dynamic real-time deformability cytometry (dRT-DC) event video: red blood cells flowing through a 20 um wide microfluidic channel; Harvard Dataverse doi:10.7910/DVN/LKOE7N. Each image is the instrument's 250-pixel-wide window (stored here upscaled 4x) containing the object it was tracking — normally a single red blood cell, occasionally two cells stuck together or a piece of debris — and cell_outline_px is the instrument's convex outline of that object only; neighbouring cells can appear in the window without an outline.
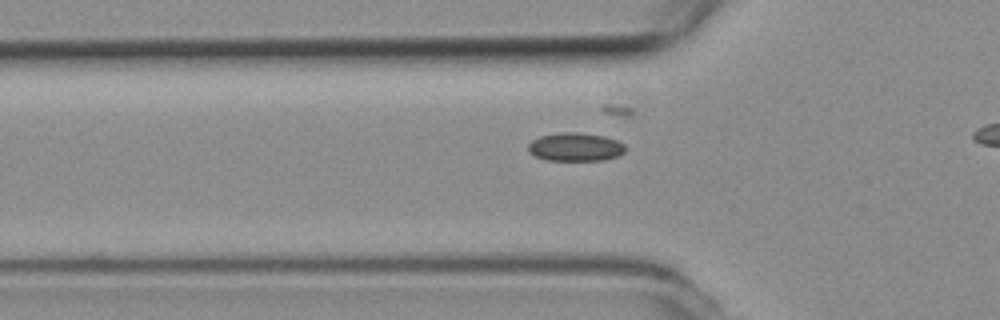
{"species": "common noctule bat (a hibernating species)", "species_latin": "Nyctalus noctula", "temperature_condition": "room temperature", "stored_images_in_passage": 37, "camera_frame_rate_fps": 3000, "um_per_image_px": 0.085, "animal": {"sex": "female", "body_mass_g": 19.3, "forearm_length_mm": 54.1}, "frame": {"image": 1, "passage_image": 11, "time_ms": 3.333, "image_size_px": [1000, 320], "cell_outline_px": [[628, 148], [620, 156], [604, 160], [544, 160], [528, 152], [528, 144], [532, 140], [540, 136], [560, 132], [576, 132], [604, 136], [616, 140], [624, 144]], "centroid_in_image_um": [48.92, 12.49], "position_along_channel_um": 76.9, "area_um2": 16.24}}
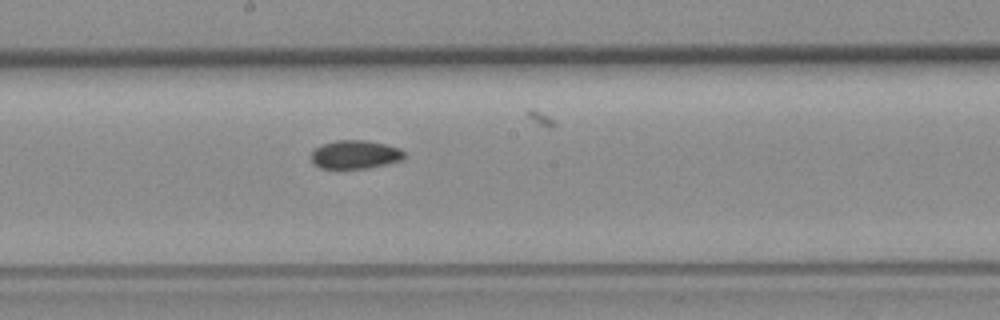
{"frame": {"image": 2, "passage_image": 22, "time_ms": 7.0, "image_size_px": [1000, 320], "cell_outline_px": [[404, 156], [400, 160], [368, 168], [320, 168], [312, 160], [312, 152], [316, 148], [324, 144], [336, 140], [364, 140], [384, 144], [400, 148], [404, 152]], "centroid_in_image_um": [30.19, 13.13], "position_along_channel_um": 218.0, "area_um2": 15.09}}
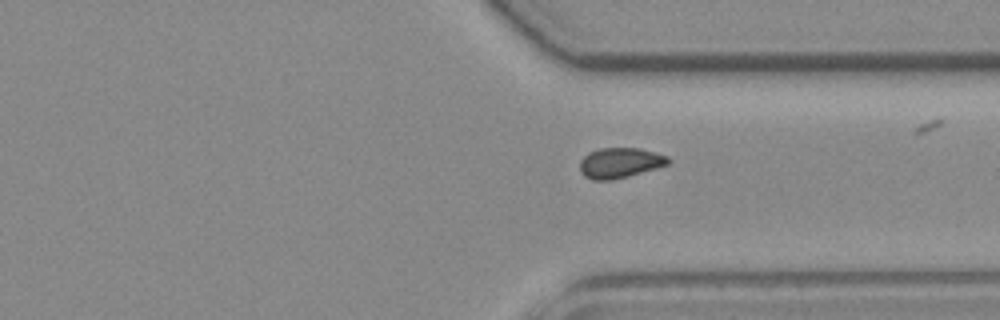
{"frame": {"image": 3, "passage_image": 33, "time_ms": 10.667, "image_size_px": [1000, 320], "cell_outline_px": [[672, 160], [668, 164], [656, 168], [628, 176], [612, 180], [592, 180], [584, 176], [580, 172], [580, 160], [588, 152], [600, 148], [640, 148], [668, 156]], "centroid_in_image_um": [52.68, 13.84], "position_along_channel_um": 358.7, "area_um2": 15.66}}